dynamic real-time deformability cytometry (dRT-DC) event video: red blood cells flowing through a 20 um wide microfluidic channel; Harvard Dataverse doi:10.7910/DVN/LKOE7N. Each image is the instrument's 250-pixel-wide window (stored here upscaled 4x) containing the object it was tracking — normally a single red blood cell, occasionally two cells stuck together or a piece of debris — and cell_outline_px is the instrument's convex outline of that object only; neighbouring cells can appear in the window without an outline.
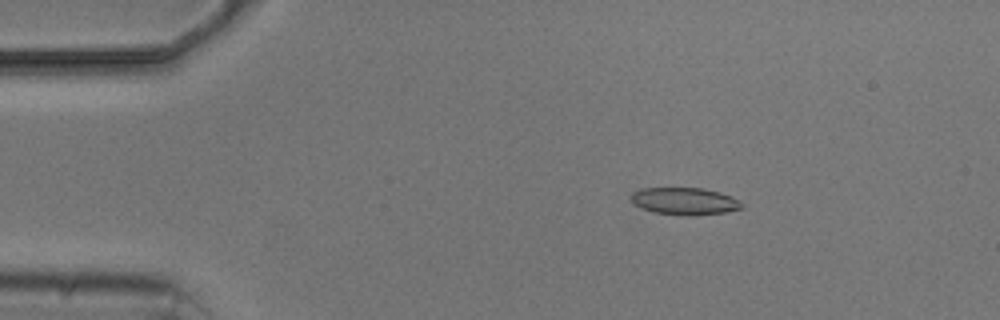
{"species": "common noctule bat (a hibernating species)", "species_latin": "Nyctalus noctula", "temperature_condition": "cold", "stored_images_in_passage": 3, "camera_frame_rate_fps": 3000, "um_per_image_px": 0.085, "animal": {"sex": "male", "body_mass_g": 20.5, "forearm_length_mm": 52.5}, "frame": {"image": 1, "passage_image": 1, "time_ms": 0.0, "image_size_px": [1000, 320], "cell_outline_px": [[744, 208], [724, 212], [692, 216], [684, 216], [652, 212], [640, 208], [632, 200], [632, 192], [644, 188], [700, 188], [720, 192], [732, 196], [740, 200], [744, 204]], "centroid_in_image_um": [58.24, 17.11], "position_along_channel_um": 26.8, "area_um2": 17.69}}
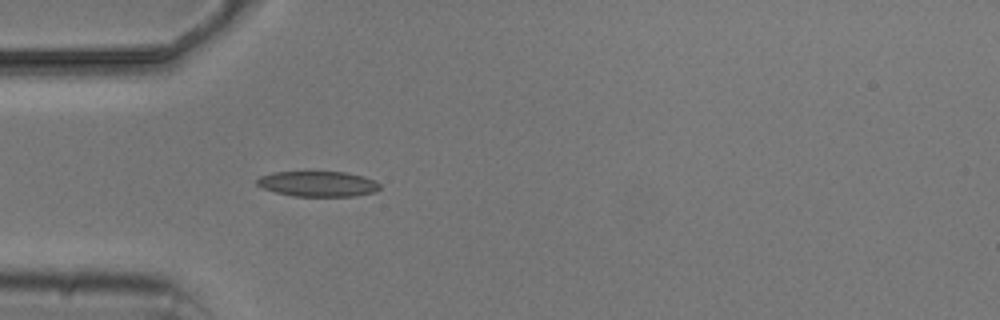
{"frame": {"image": 2, "passage_image": 3, "time_ms": 2.333, "image_size_px": [1000, 320], "cell_outline_px": [[380, 188], [376, 192], [356, 196], [292, 196], [276, 192], [264, 188], [256, 184], [256, 180], [260, 176], [276, 172], [344, 172], [364, 176], [376, 180], [380, 184]], "centroid_in_image_um": [27.07, 15.63], "position_along_channel_um": 57.9, "area_um2": 18.21}}